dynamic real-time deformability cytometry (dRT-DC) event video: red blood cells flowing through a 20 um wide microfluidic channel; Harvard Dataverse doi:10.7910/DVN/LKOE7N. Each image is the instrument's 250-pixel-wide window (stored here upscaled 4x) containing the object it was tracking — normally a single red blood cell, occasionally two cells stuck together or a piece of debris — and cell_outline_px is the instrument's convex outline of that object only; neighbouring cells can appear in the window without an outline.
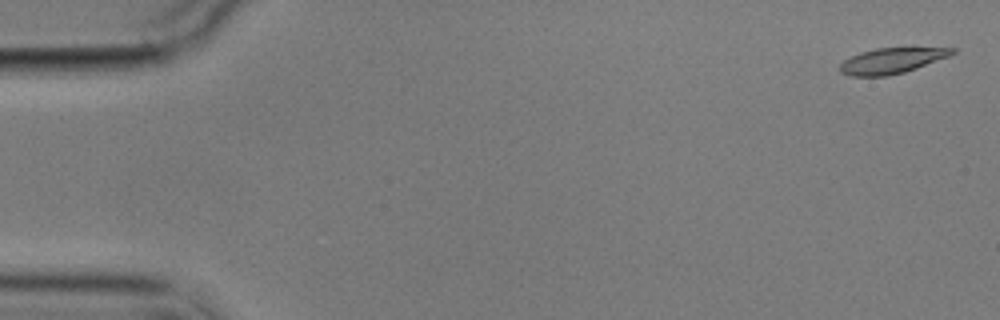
{"species": "common noctule bat (a hibernating species)", "species_latin": "Nyctalus noctula", "temperature_condition": "cold", "stored_images_in_passage": 5, "camera_frame_rate_fps": 3000, "um_per_image_px": 0.085, "animal": {"sex": "male", "body_mass_g": 17.9}, "frame": {"image": 1, "passage_image": 1, "time_ms": 0.0, "image_size_px": [1000, 320], "cell_outline_px": [[956, 52], [948, 56], [916, 68], [904, 72], [888, 76], [848, 76], [840, 72], [840, 64], [844, 60], [860, 52], [876, 48], [956, 48]], "centroid_in_image_um": [75.75, 5.16], "position_along_channel_um": 9.2, "area_um2": 16.53}}
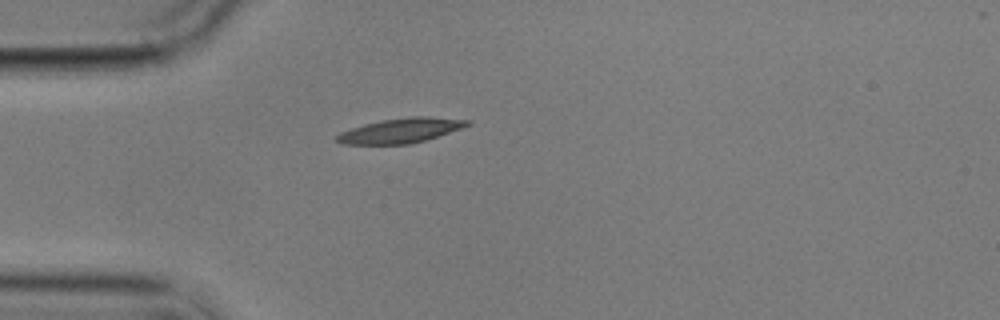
{"frame": {"image": 2, "passage_image": 5, "time_ms": 4.667, "image_size_px": [1000, 320], "cell_outline_px": [[472, 124], [424, 140], [408, 144], [344, 144], [336, 140], [336, 136], [340, 132], [364, 124], [384, 120], [412, 116], [428, 116], [472, 120]], "centroid_in_image_um": [34.07, 11.08], "position_along_channel_um": 50.9, "area_um2": 18.5}}